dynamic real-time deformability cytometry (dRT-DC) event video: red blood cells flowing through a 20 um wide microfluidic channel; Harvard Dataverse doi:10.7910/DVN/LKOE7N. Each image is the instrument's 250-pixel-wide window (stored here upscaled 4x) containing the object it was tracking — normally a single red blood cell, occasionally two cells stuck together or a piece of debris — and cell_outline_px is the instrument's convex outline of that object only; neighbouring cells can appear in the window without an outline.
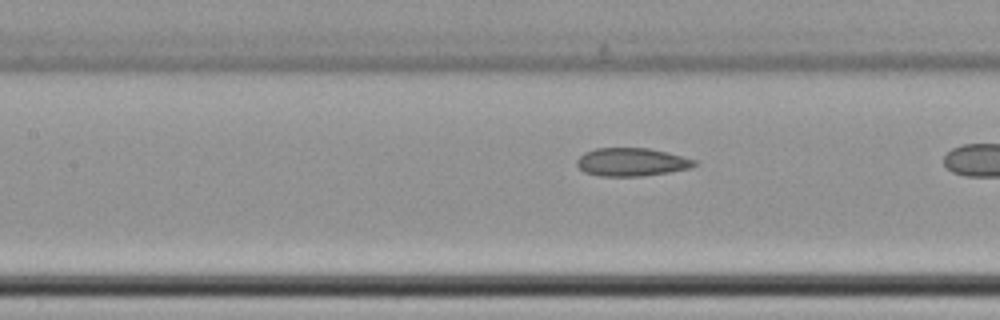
{"species": "common noctule bat (a hibernating species)", "species_latin": "Nyctalus noctula", "temperature_condition": "cold", "stored_images_in_passage": 22, "camera_frame_rate_fps": 3000, "um_per_image_px": 0.085, "animal": {"sex": "female", "body_mass_g": 22.7, "forearm_length_mm": 54.2}, "frame": {"image": 1, "passage_image": 10, "time_ms": 3.0, "image_size_px": [1000, 320], "cell_outline_px": [[700, 164], [692, 168], [644, 176], [600, 176], [584, 172], [576, 164], [576, 160], [584, 152], [596, 148], [648, 148], [668, 152], [696, 160]], "centroid_in_image_um": [53.71, 13.77], "position_along_channel_um": 153.7, "area_um2": 19.48}}